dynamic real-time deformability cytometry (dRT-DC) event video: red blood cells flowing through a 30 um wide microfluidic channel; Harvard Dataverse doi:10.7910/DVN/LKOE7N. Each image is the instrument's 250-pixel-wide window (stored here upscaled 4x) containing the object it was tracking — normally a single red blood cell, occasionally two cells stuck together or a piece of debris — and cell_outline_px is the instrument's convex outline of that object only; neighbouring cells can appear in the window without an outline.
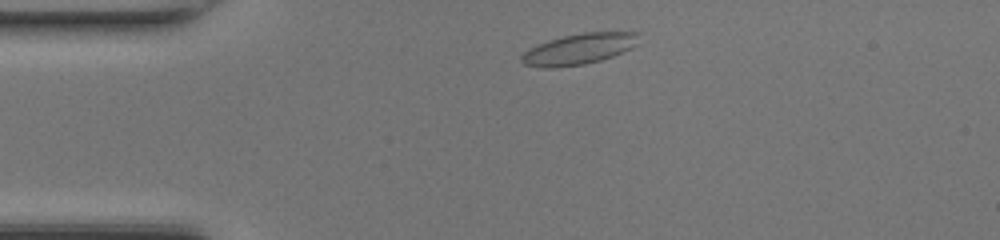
{"species": "common noctule bat (a hibernating species)", "species_latin": "Nyctalus noctula", "temperature_condition": "room temperature", "stored_images_in_passage": 41, "camera_frame_rate_fps": 3000, "um_per_image_px": 0.085, "animal": {"sex": "female", "body_mass_g": 17.0, "forearm_length_mm": 48.0}, "frame": {"image": 1, "passage_image": 3, "time_ms": 0.667, "image_size_px": [1000, 240], "cell_outline_px": [[640, 44], [632, 48], [612, 56], [600, 60], [584, 64], [556, 68], [540, 68], [524, 64], [520, 60], [520, 56], [524, 52], [548, 40], [564, 36], [584, 32], [640, 32]], "centroid_in_image_um": [49.26, 4.17], "position_along_channel_um": 35.7, "area_um2": 21.21}}
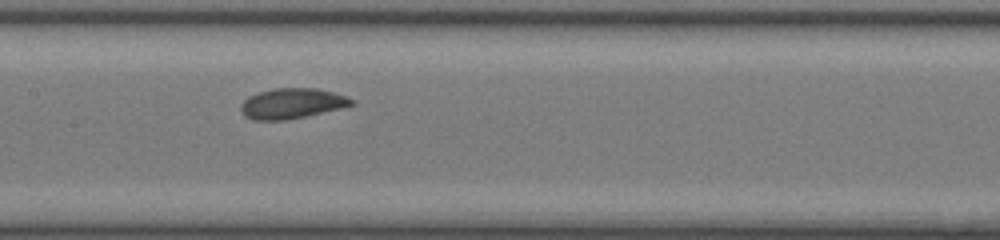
{"frame": {"image": 2, "passage_image": 16, "time_ms": 5.0, "image_size_px": [1000, 240], "cell_outline_px": [[356, 104], [340, 108], [304, 116], [284, 120], [252, 120], [244, 116], [240, 108], [240, 104], [248, 96], [272, 88], [316, 88], [348, 96], [356, 100]], "centroid_in_image_um": [24.81, 8.78], "position_along_channel_um": 182.6, "area_um2": 19.59}}
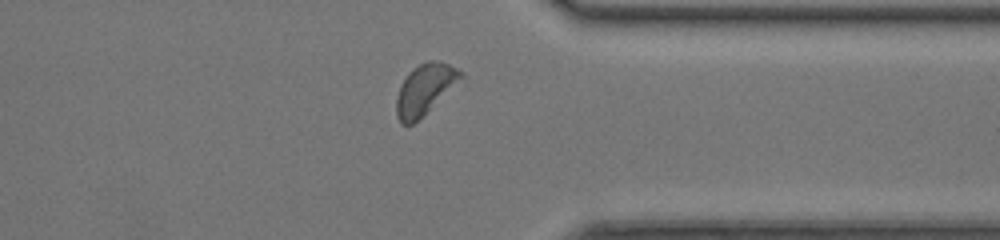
{"frame": {"image": 3, "passage_image": 30, "time_ms": 9.667, "image_size_px": [1000, 240], "cell_outline_px": [[464, 76], [412, 124], [400, 124], [396, 116], [396, 96], [400, 84], [408, 72], [412, 68], [428, 60], [440, 60], [464, 72]], "centroid_in_image_um": [36.06, 7.55], "position_along_channel_um": 375.3, "area_um2": 18.61}, "authors_computed_cell_mechanics": {"area_um2": 19.8254, "velocity_mm_per_s": 4.2533, "shape_relaxation_time_tau1_ms": 1.7705, "shape_relaxation_time_tau2_ms": null, "deformation_change_tau1": 0.059, "deformation_change_tau2": null}}